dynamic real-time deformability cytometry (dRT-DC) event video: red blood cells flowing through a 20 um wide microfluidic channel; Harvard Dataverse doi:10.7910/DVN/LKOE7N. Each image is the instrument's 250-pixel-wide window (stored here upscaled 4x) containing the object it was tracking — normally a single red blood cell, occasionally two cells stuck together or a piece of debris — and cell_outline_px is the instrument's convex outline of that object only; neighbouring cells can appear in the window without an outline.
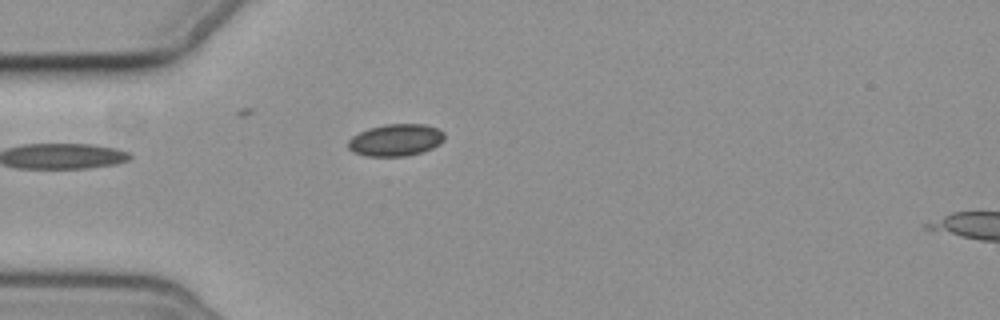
{"species": "common noctule bat (a hibernating species)", "species_latin": "Nyctalus noctula", "temperature_condition": "cold", "stored_images_in_passage": 7, "camera_frame_rate_fps": 3000, "um_per_image_px": 0.085, "animal": {"sex": "female", "body_mass_g": 19.3, "forearm_length_mm": 54.1}, "frame": {"image": 1, "passage_image": 7, "time_ms": 8.0, "image_size_px": [1000, 320], "cell_outline_px": [[444, 140], [440, 144], [432, 148], [408, 156], [364, 156], [352, 152], [348, 148], [348, 140], [352, 136], [368, 128], [384, 124], [424, 124], [436, 128], [444, 132]], "centroid_in_image_um": [33.61, 11.9], "position_along_channel_um": 51.4, "area_um2": 18.09}}